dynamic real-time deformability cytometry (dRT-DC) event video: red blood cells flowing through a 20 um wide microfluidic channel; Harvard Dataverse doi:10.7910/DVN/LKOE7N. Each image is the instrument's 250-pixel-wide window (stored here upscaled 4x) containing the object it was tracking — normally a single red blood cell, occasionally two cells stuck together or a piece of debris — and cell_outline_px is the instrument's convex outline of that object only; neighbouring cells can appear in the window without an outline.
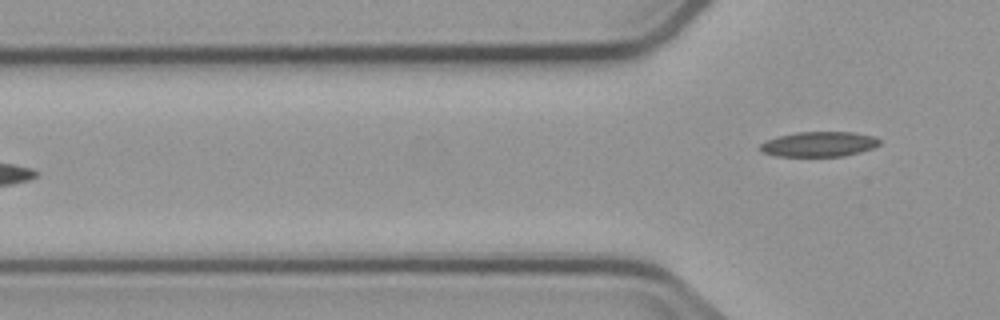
{"species": "common noctule bat (a hibernating species)", "species_latin": "Nyctalus noctula", "temperature_condition": "cold", "stored_images_in_passage": 5, "camera_frame_rate_fps": 3000, "um_per_image_px": 0.085, "animal": {"sex": "male", "body_mass_g": 23.1, "forearm_length_mm": 52.7}, "frame": {"image": 1, "passage_image": 5, "time_ms": 5.333, "image_size_px": [1000, 320], "cell_outline_px": [[880, 144], [872, 148], [860, 152], [844, 156], [776, 156], [760, 152], [760, 144], [768, 140], [780, 136], [796, 132], [852, 132], [872, 136], [880, 140]], "centroid_in_image_um": [69.6, 12.26], "position_along_channel_um": 56.2, "area_um2": 17.28}}